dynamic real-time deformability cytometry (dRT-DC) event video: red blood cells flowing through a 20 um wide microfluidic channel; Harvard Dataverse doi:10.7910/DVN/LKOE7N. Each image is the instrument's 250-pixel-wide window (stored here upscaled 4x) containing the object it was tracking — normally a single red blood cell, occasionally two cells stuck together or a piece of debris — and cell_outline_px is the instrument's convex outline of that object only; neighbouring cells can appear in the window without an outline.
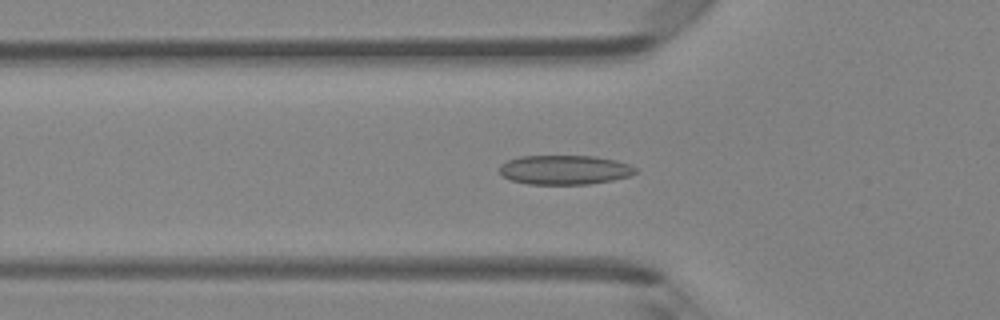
{"species": "Egyptian fruit bat (a non-hibernating species)", "species_latin": "Rousettus aegyptiacus", "temperature_condition": "room temperature", "stored_images_in_passage": 35, "camera_frame_rate_fps": 3000, "um_per_image_px": 0.085, "animal": {"sex": "female"}, "frame": {"image": 1, "passage_image": 4, "time_ms": 1.0, "image_size_px": [1000, 320], "cell_outline_px": [[636, 172], [628, 176], [612, 180], [588, 184], [528, 184], [512, 180], [504, 176], [500, 172], [500, 164], [508, 160], [520, 156], [592, 156], [616, 160], [628, 164], [636, 168]], "centroid_in_image_um": [47.98, 14.43], "position_along_channel_um": 77.8, "area_um2": 23.06}}
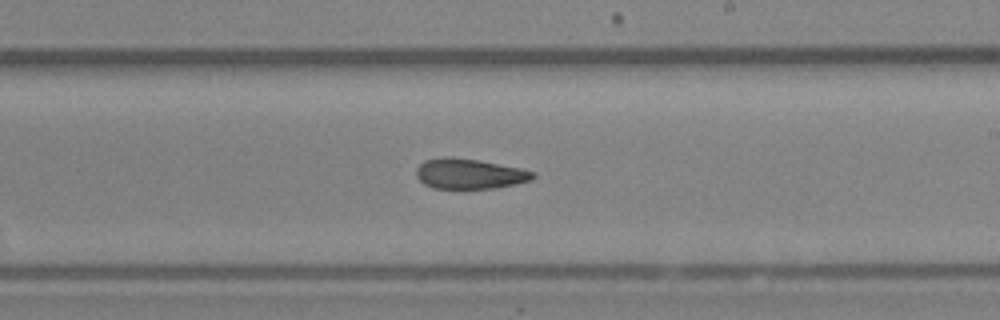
{"frame": {"image": 2, "passage_image": 16, "time_ms": 5.0, "image_size_px": [1000, 320], "cell_outline_px": [[536, 176], [532, 180], [516, 184], [496, 188], [432, 188], [424, 184], [416, 176], [416, 168], [424, 160], [444, 156], [448, 156], [476, 160], [520, 168], [536, 172]], "centroid_in_image_um": [39.9, 14.77], "position_along_channel_um": 249.1, "area_um2": 20.58}}
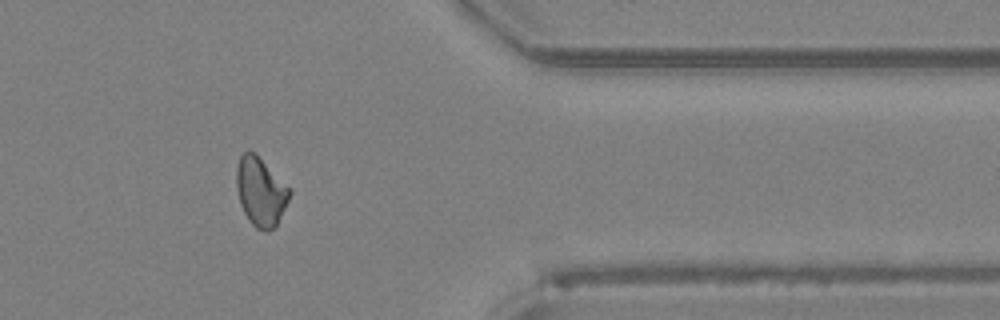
{"frame": {"image": 3, "passage_image": 27, "time_ms": 8.667, "image_size_px": [1000, 320], "cell_outline_px": [[292, 192], [276, 228], [268, 232], [264, 232], [256, 228], [248, 220], [240, 204], [236, 188], [236, 168], [240, 156], [248, 148], [256, 152]], "centroid_in_image_um": [22.14, 16.3], "position_along_channel_um": 389.3, "area_um2": 21.56}, "authors_computed_cell_mechanics": {"area_um2": 21.2126, "velocity_mm_per_s": 4.2817, "shape_relaxation_time_tau1_ms": null, "shape_relaxation_time_tau2_ms": 3.3176, "deformation_change_tau1": null, "deformation_change_tau2": 0.0956}}